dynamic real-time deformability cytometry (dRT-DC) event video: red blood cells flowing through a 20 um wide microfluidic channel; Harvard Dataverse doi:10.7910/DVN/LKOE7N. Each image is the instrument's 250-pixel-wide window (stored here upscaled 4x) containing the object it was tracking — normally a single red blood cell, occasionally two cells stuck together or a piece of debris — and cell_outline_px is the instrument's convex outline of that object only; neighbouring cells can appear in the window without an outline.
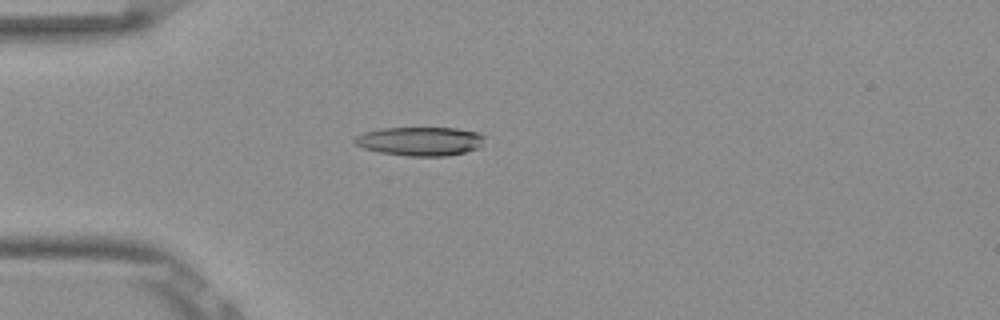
{"species": "Egyptian fruit bat (a non-hibernating species)", "species_latin": "Rousettus aegyptiacus", "temperature_condition": "room temperature", "stored_images_in_passage": 53, "camera_frame_rate_fps": 3000, "um_per_image_px": 0.085, "frame": {"image": 1, "passage_image": 15, "time_ms": 4.667, "image_size_px": [1000, 320], "cell_outline_px": [[484, 136], [480, 144], [476, 148], [464, 152], [448, 156], [404, 156], [380, 152], [364, 148], [356, 144], [352, 140], [356, 136], [364, 132], [380, 128], [456, 128], [480, 132]], "centroid_in_image_um": [35.68, 12.0], "position_along_channel_um": 49.3, "area_um2": 21.79}}
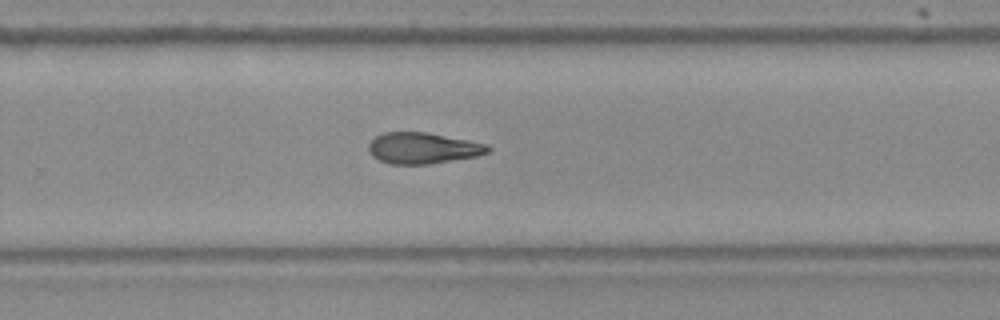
{"frame": {"image": 2, "passage_image": 35, "time_ms": 11.333, "image_size_px": [1000, 320], "cell_outline_px": [[492, 148], [488, 152], [480, 156], [428, 164], [388, 164], [372, 156], [368, 148], [368, 144], [376, 136], [384, 132], [428, 132], [488, 144]], "centroid_in_image_um": [35.97, 12.59], "position_along_channel_um": 293.8, "area_um2": 21.79}}
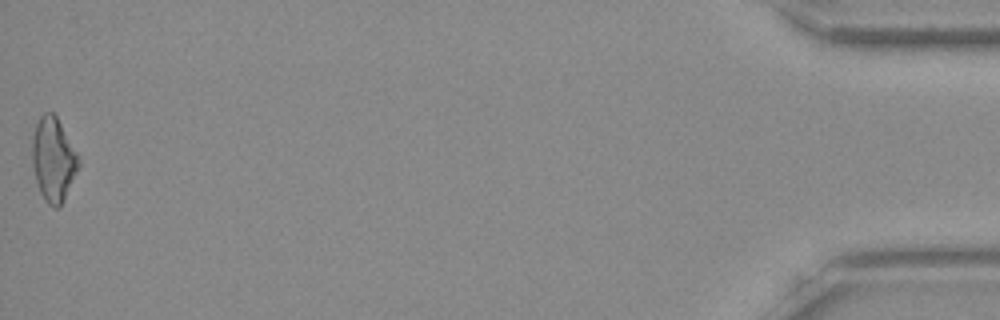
{"frame": {"image": 3, "passage_image": 53, "time_ms": 17.333, "image_size_px": [1000, 320], "cell_outline_px": [[80, 164], [60, 208], [52, 208], [44, 200], [40, 192], [32, 168], [32, 136], [36, 124], [40, 116], [44, 112], [52, 112], [56, 116], [80, 156]], "centroid_in_image_um": [4.53, 13.56], "position_along_channel_um": 430.7, "area_um2": 22.89}, "authors_computed_cell_mechanics": {"area_um2": 22.253, "velocity_mm_per_s": 3.8787, "shape_relaxation_time_tau1_ms": null, "shape_relaxation_time_tau2_ms": 9.4101, "deformation_change_tau1": null, "deformation_change_tau2": 0.2337}}